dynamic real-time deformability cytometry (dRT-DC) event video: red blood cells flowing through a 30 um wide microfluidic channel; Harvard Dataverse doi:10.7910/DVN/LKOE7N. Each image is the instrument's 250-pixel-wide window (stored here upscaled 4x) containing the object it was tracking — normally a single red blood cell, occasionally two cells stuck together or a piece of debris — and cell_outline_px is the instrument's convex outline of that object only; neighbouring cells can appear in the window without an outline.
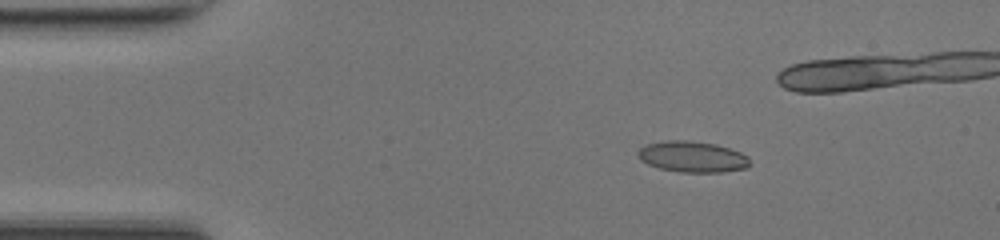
{"species": "common noctule bat (a hibernating species)", "species_latin": "Nyctalus noctula", "temperature_condition": "room temperature", "stored_images_in_passage": 38, "camera_frame_rate_fps": 3000, "um_per_image_px": 0.085, "animal": {"sex": "female", "body_mass_g": 17.0, "forearm_length_mm": 48.0}, "frame": {"image": 1, "passage_image": 7, "time_ms": 2.0, "image_size_px": [1000, 240], "cell_outline_px": [[752, 164], [748, 168], [720, 172], [680, 172], [660, 168], [648, 164], [640, 160], [636, 152], [640, 148], [648, 144], [664, 140], [688, 140], [716, 144], [740, 152], [748, 156]], "centroid_in_image_um": [58.87, 13.32], "position_along_channel_um": 26.1, "area_um2": 20.35}}
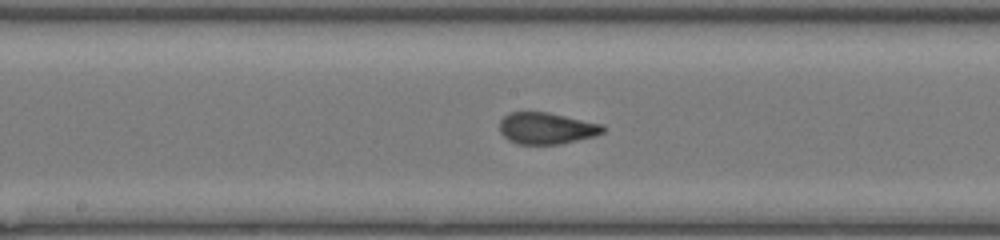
{"frame": {"image": 2, "passage_image": 24, "time_ms": 7.667, "image_size_px": [1000, 240], "cell_outline_px": [[604, 132], [596, 136], [560, 144], [516, 144], [508, 140], [500, 132], [500, 120], [508, 112], [548, 112], [604, 124]], "centroid_in_image_um": [46.46, 10.9], "position_along_channel_um": 201.7, "area_um2": 19.19}}
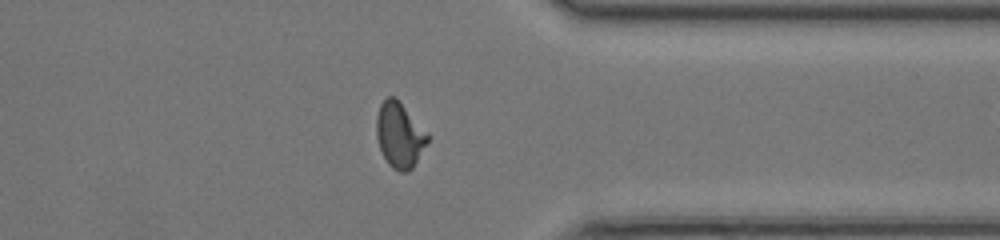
{"frame": {"image": 3, "passage_image": 37, "time_ms": 12.0, "image_size_px": [1000, 240], "cell_outline_px": [[428, 140], [412, 168], [408, 172], [400, 172], [392, 168], [388, 164], [380, 148], [376, 136], [376, 116], [380, 104], [388, 96], [392, 96], [428, 132]], "centroid_in_image_um": [33.94, 11.51], "position_along_channel_um": 377.5, "area_um2": 19.02}}